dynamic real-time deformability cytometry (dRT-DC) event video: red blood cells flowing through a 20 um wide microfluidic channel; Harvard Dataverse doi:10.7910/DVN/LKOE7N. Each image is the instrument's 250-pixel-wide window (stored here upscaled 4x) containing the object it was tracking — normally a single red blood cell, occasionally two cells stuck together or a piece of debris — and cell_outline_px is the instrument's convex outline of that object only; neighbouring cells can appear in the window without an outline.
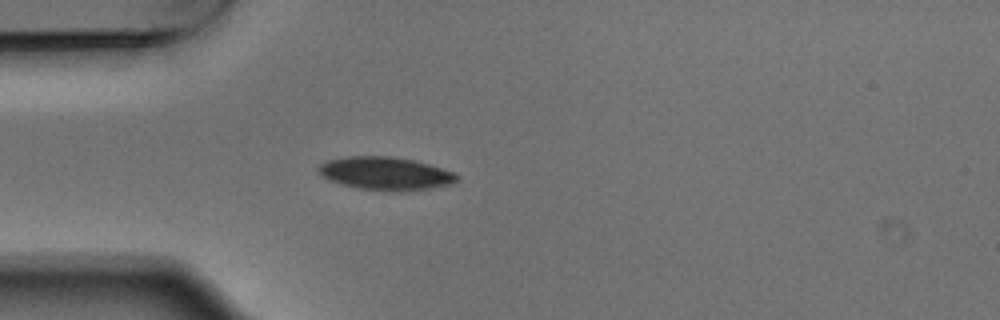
{"species": "Egyptian fruit bat (a non-hibernating species)", "species_latin": "Rousettus aegyptiacus", "temperature_condition": "warm", "stored_images_in_passage": 1, "camera_frame_rate_fps": 3000, "um_per_image_px": 0.085, "animal": {"sex": "male"}, "frame": {"image": 1, "passage_image": 1, "time_ms": 0.0, "image_size_px": [1000, 320], "cell_outline_px": [[456, 180], [452, 184], [428, 188], [400, 192], [388, 192], [356, 188], [340, 184], [324, 176], [316, 168], [324, 160], [348, 156], [392, 156], [412, 160], [428, 164], [456, 172]], "centroid_in_image_um": [32.74, 14.75], "position_along_channel_um": 52.3, "area_um2": 26.76}}